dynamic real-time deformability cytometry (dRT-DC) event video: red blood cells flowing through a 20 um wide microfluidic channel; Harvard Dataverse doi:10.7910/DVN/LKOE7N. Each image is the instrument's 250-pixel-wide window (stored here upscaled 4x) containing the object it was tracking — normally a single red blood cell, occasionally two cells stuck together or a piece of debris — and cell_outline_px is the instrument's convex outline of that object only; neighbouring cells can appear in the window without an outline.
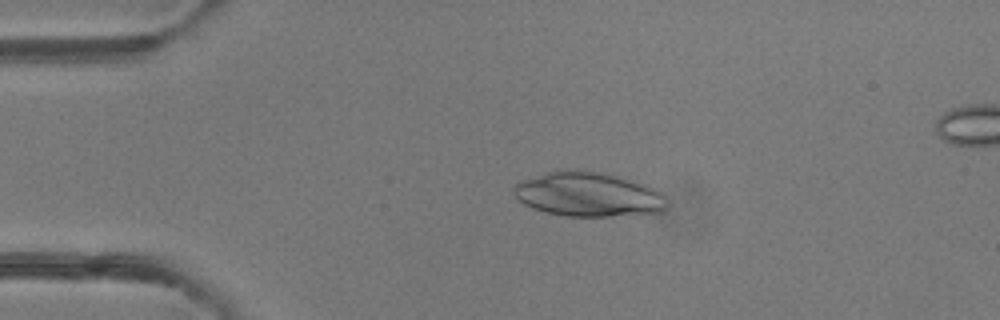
{"species": "common noctule bat (a hibernating species)", "species_latin": "Nyctalus noctula", "temperature_condition": "room temperature", "stored_images_in_passage": 45, "camera_frame_rate_fps": 3000, "um_per_image_px": 0.085, "animal": {"sex": "female"}, "frame": {"image": 1, "passage_image": 7, "time_ms": 2.0, "image_size_px": [1000, 320], "cell_outline_px": [[668, 204], [660, 212], [612, 216], [564, 216], [544, 212], [532, 208], [524, 204], [512, 192], [512, 188], [516, 184], [524, 180], [560, 168], [568, 168], [600, 172], [632, 180], [656, 188], [664, 192], [668, 200]], "centroid_in_image_um": [50.02, 16.52], "position_along_channel_um": 35.0, "area_um2": 39.94}}
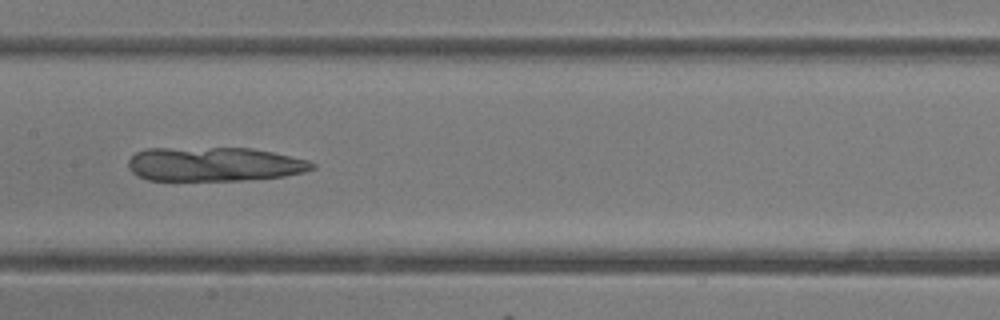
{"frame": {"image": 2, "passage_image": 21, "time_ms": 6.667, "image_size_px": [1000, 320], "cell_outline_px": [[316, 168], [304, 172], [284, 176], [240, 180], [148, 180], [136, 176], [128, 168], [128, 160], [136, 152], [148, 148], [252, 148], [272, 152], [308, 160], [316, 164]], "centroid_in_image_um": [18.19, 13.95], "position_along_channel_um": 189.2, "area_um2": 36.65}}
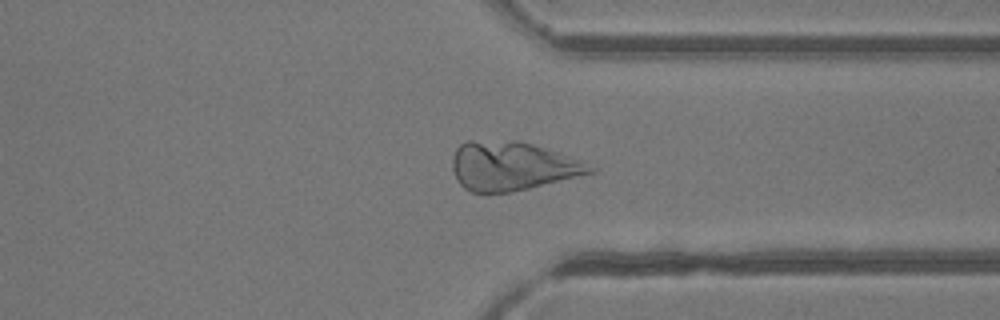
{"frame": {"image": 3, "passage_image": 34, "time_ms": 11.0, "image_size_px": [1000, 320], "cell_outline_px": [[596, 172], [512, 192], [488, 196], [472, 192], [464, 188], [456, 180], [452, 168], [452, 156], [456, 148], [460, 144], [468, 140], [516, 140], [532, 144], [544, 148], [576, 160], [596, 168]], "centroid_in_image_um": [43.42, 14.15], "position_along_channel_um": 368.0, "area_um2": 39.42}}